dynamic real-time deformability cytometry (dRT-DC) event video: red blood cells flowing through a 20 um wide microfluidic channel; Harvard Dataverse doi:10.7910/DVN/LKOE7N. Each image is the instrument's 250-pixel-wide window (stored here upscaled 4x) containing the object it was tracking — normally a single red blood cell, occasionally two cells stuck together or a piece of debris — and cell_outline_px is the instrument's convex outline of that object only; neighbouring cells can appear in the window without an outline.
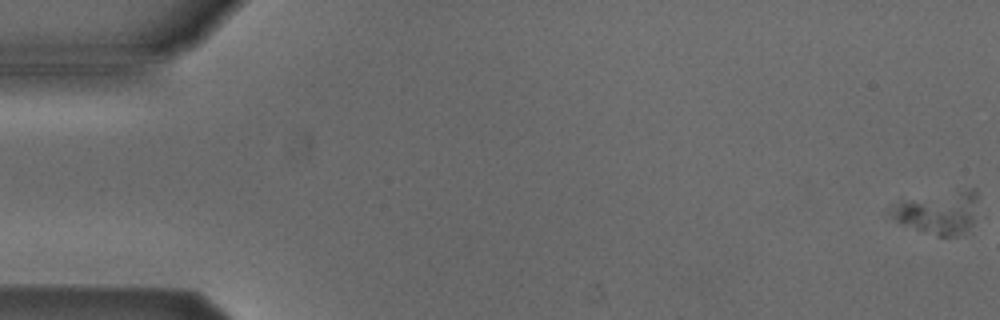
{"species": "Egyptian fruit bat (a non-hibernating species)", "species_latin": "Rousettus aegyptiacus", "temperature_condition": "cold", "stored_images_in_passage": 7, "segment_of_instrument_passage": [1, 2], "camera_frame_rate_fps": 3000, "um_per_image_px": 0.085, "animal": {"sex": "male"}, "frame": {"image": 1, "passage_image": 1, "time_ms": 0.0, "image_size_px": [1000, 320], "cell_outline_px": [[972, 216], [968, 224], [960, 232], [952, 236], [940, 236], [916, 228], [896, 220], [892, 216], [896, 208], [900, 204], [920, 204], [964, 212]], "centroid_in_image_um": [79.25, 18.61], "position_along_channel_um": 5.7, "area_um2": 12.37}}